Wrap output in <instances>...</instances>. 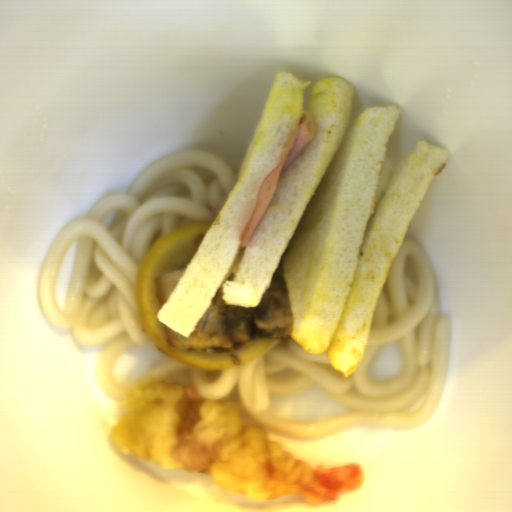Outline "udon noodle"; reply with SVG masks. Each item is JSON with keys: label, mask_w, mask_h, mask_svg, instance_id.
Masks as SVG:
<instances>
[{"label": "udon noodle", "mask_w": 512, "mask_h": 512, "mask_svg": "<svg viewBox=\"0 0 512 512\" xmlns=\"http://www.w3.org/2000/svg\"><path fill=\"white\" fill-rule=\"evenodd\" d=\"M450 336L451 320L440 313L433 265L420 244L404 237L380 292L364 358L349 376L331 365L326 352L306 353L286 336L274 337L259 355L221 370L196 369L168 356L143 379L183 382L209 400L237 401L267 433L298 441L362 425L411 430L428 422L443 395ZM396 340L403 353L401 373L371 380L368 361L379 345ZM313 384L343 410L314 422L270 412L275 394H294Z\"/></svg>", "instance_id": "1"}, {"label": "udon noodle", "mask_w": 512, "mask_h": 512, "mask_svg": "<svg viewBox=\"0 0 512 512\" xmlns=\"http://www.w3.org/2000/svg\"><path fill=\"white\" fill-rule=\"evenodd\" d=\"M220 153L194 148L157 160L126 192L106 196L85 217L67 222L50 246L38 279L42 313L77 345H101L95 372L107 396L130 389L116 379L118 356L153 344L140 323L135 277L163 236L189 223L213 224L238 181ZM76 241L71 281L61 310L52 291L56 269Z\"/></svg>", "instance_id": "2"}]
</instances>
